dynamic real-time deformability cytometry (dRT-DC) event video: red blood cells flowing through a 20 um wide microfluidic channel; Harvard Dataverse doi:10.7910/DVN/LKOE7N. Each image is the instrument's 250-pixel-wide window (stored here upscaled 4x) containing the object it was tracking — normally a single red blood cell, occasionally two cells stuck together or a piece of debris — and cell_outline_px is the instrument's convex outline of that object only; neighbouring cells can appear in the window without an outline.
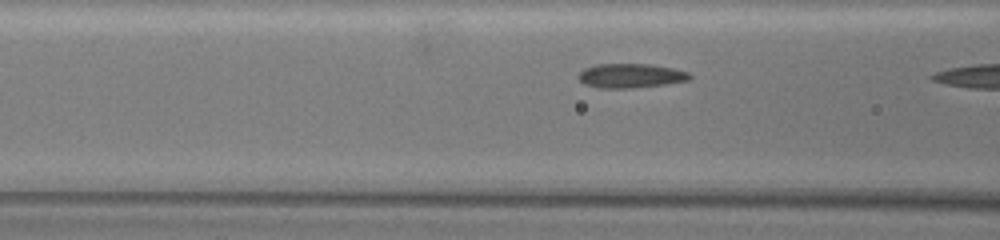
{"species": "common noctule bat (a hibernating species)", "species_latin": "Nyctalus noctula", "temperature_condition": "warm", "stored_images_in_passage": 8, "camera_frame_rate_fps": 3000, "um_per_image_px": 0.085, "animal": {"sex": "female", "body_mass_g": 19.5, "forearm_length_mm": 54.1}, "frame": {"image": 1, "passage_image": 7, "time_ms": 2.0, "image_size_px": [1000, 240], "cell_outline_px": [[692, 76], [688, 80], [664, 84], [632, 88], [600, 88], [584, 84], [576, 76], [584, 68], [596, 64], [648, 64], [672, 68], [688, 72]], "centroid_in_image_um": [53.56, 6.43], "position_along_channel_um": 113.0, "area_um2": 15.66}}